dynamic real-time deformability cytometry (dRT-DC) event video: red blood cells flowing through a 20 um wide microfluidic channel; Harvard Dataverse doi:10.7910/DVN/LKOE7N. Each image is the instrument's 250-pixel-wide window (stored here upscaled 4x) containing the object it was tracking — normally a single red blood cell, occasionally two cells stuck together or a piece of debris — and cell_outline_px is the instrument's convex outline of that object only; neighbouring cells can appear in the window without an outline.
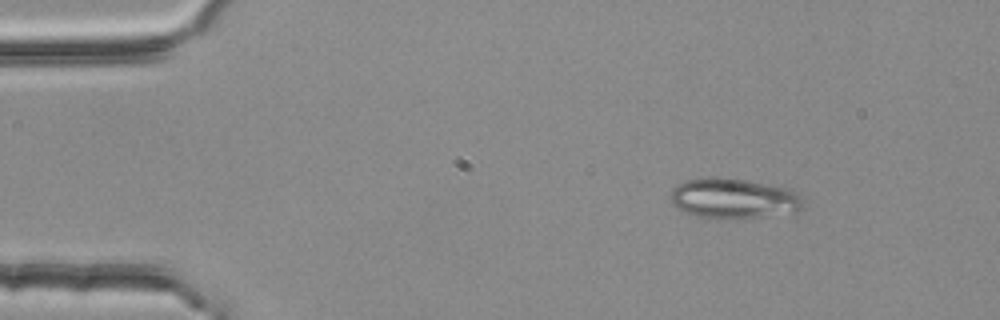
{"species": "common noctule bat (a hibernating species)", "species_latin": "Nyctalus noctula", "temperature_condition": "room temperature", "stored_images_in_passage": 2, "camera_frame_rate_fps": 3000, "um_per_image_px": 0.085, "animal": {"sex": "female", "body_mass_g": 25.1}, "frame": {"image": 1, "passage_image": 1, "time_ms": 0.0, "image_size_px": [1000, 320], "cell_outline_px": [[804, 208], [796, 212], [760, 216], [696, 216], [684, 212], [676, 208], [672, 204], [672, 188], [676, 184], [688, 180], [748, 180], [788, 188], [796, 192], [800, 196], [804, 204]], "centroid_in_image_um": [62.41, 16.87], "position_along_channel_um": 22.6, "area_um2": 29.59}}